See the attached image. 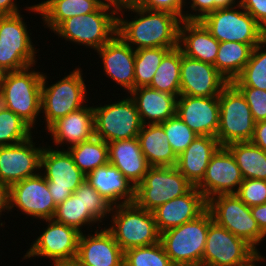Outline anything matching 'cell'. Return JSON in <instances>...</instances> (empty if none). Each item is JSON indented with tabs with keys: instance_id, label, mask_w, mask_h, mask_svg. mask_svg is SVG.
<instances>
[{
	"instance_id": "1",
	"label": "cell",
	"mask_w": 266,
	"mask_h": 266,
	"mask_svg": "<svg viewBox=\"0 0 266 266\" xmlns=\"http://www.w3.org/2000/svg\"><path fill=\"white\" fill-rule=\"evenodd\" d=\"M181 22L170 12L148 10L137 4L120 6L117 10V34L134 50L177 48Z\"/></svg>"
},
{
	"instance_id": "2",
	"label": "cell",
	"mask_w": 266,
	"mask_h": 266,
	"mask_svg": "<svg viewBox=\"0 0 266 266\" xmlns=\"http://www.w3.org/2000/svg\"><path fill=\"white\" fill-rule=\"evenodd\" d=\"M83 70L80 66L69 71L62 79L51 81V85L47 81L49 76L43 73L41 86V118L39 122L44 123L43 131H46L55 121L61 117H65L71 112L77 111L87 105L89 92L83 79ZM88 94V95H87ZM88 96V97H87ZM44 118V119H43ZM43 120V121H42ZM45 121V122H44Z\"/></svg>"
},
{
	"instance_id": "3",
	"label": "cell",
	"mask_w": 266,
	"mask_h": 266,
	"mask_svg": "<svg viewBox=\"0 0 266 266\" xmlns=\"http://www.w3.org/2000/svg\"><path fill=\"white\" fill-rule=\"evenodd\" d=\"M117 10L118 5L104 2L93 13L63 21L52 33L95 52L117 34Z\"/></svg>"
},
{
	"instance_id": "4",
	"label": "cell",
	"mask_w": 266,
	"mask_h": 266,
	"mask_svg": "<svg viewBox=\"0 0 266 266\" xmlns=\"http://www.w3.org/2000/svg\"><path fill=\"white\" fill-rule=\"evenodd\" d=\"M110 217L104 226L124 252L160 242L153 212L139 207L135 202L113 206Z\"/></svg>"
},
{
	"instance_id": "5",
	"label": "cell",
	"mask_w": 266,
	"mask_h": 266,
	"mask_svg": "<svg viewBox=\"0 0 266 266\" xmlns=\"http://www.w3.org/2000/svg\"><path fill=\"white\" fill-rule=\"evenodd\" d=\"M31 65L22 70L6 72L2 86L8 110L18 115L38 134L41 126V86L44 72ZM38 122V123H37ZM39 124V125H37ZM38 127H36V126Z\"/></svg>"
},
{
	"instance_id": "6",
	"label": "cell",
	"mask_w": 266,
	"mask_h": 266,
	"mask_svg": "<svg viewBox=\"0 0 266 266\" xmlns=\"http://www.w3.org/2000/svg\"><path fill=\"white\" fill-rule=\"evenodd\" d=\"M212 222V215L206 209L197 218L160 233V242L174 266H202L208 227Z\"/></svg>"
},
{
	"instance_id": "7",
	"label": "cell",
	"mask_w": 266,
	"mask_h": 266,
	"mask_svg": "<svg viewBox=\"0 0 266 266\" xmlns=\"http://www.w3.org/2000/svg\"><path fill=\"white\" fill-rule=\"evenodd\" d=\"M21 13L0 16V67L6 72L22 70L38 62L39 49L32 42L31 29Z\"/></svg>"
},
{
	"instance_id": "8",
	"label": "cell",
	"mask_w": 266,
	"mask_h": 266,
	"mask_svg": "<svg viewBox=\"0 0 266 266\" xmlns=\"http://www.w3.org/2000/svg\"><path fill=\"white\" fill-rule=\"evenodd\" d=\"M200 22L218 42L260 44L266 30L240 5L218 8Z\"/></svg>"
},
{
	"instance_id": "9",
	"label": "cell",
	"mask_w": 266,
	"mask_h": 266,
	"mask_svg": "<svg viewBox=\"0 0 266 266\" xmlns=\"http://www.w3.org/2000/svg\"><path fill=\"white\" fill-rule=\"evenodd\" d=\"M110 103L93 104L95 136L106 143L137 138L143 123L129 94Z\"/></svg>"
},
{
	"instance_id": "10",
	"label": "cell",
	"mask_w": 266,
	"mask_h": 266,
	"mask_svg": "<svg viewBox=\"0 0 266 266\" xmlns=\"http://www.w3.org/2000/svg\"><path fill=\"white\" fill-rule=\"evenodd\" d=\"M207 209L213 221L244 239L257 252L258 245L266 241V235L260 230L252 216L250 207L242 202L236 194L217 195L207 201Z\"/></svg>"
},
{
	"instance_id": "11",
	"label": "cell",
	"mask_w": 266,
	"mask_h": 266,
	"mask_svg": "<svg viewBox=\"0 0 266 266\" xmlns=\"http://www.w3.org/2000/svg\"><path fill=\"white\" fill-rule=\"evenodd\" d=\"M219 128L216 138L221 146L250 142L255 128L250 107L242 93L229 83L219 95Z\"/></svg>"
},
{
	"instance_id": "12",
	"label": "cell",
	"mask_w": 266,
	"mask_h": 266,
	"mask_svg": "<svg viewBox=\"0 0 266 266\" xmlns=\"http://www.w3.org/2000/svg\"><path fill=\"white\" fill-rule=\"evenodd\" d=\"M193 185L176 166L149 167L135 188V203L150 212L162 204L186 194Z\"/></svg>"
},
{
	"instance_id": "13",
	"label": "cell",
	"mask_w": 266,
	"mask_h": 266,
	"mask_svg": "<svg viewBox=\"0 0 266 266\" xmlns=\"http://www.w3.org/2000/svg\"><path fill=\"white\" fill-rule=\"evenodd\" d=\"M40 221L46 224V228L33 239L34 241L22 259L27 261L40 257V259L52 261H48L52 263L51 266H59L76 258L81 232L74 227L56 222L54 219Z\"/></svg>"
},
{
	"instance_id": "14",
	"label": "cell",
	"mask_w": 266,
	"mask_h": 266,
	"mask_svg": "<svg viewBox=\"0 0 266 266\" xmlns=\"http://www.w3.org/2000/svg\"><path fill=\"white\" fill-rule=\"evenodd\" d=\"M41 154L40 173L56 205L64 202L85 181L86 175L74 163L67 149H56L45 142Z\"/></svg>"
},
{
	"instance_id": "15",
	"label": "cell",
	"mask_w": 266,
	"mask_h": 266,
	"mask_svg": "<svg viewBox=\"0 0 266 266\" xmlns=\"http://www.w3.org/2000/svg\"><path fill=\"white\" fill-rule=\"evenodd\" d=\"M25 218H32L33 223L39 220L53 219L57 205L53 201L48 182L39 173L10 186V212L14 209ZM34 218V219H33Z\"/></svg>"
},
{
	"instance_id": "16",
	"label": "cell",
	"mask_w": 266,
	"mask_h": 266,
	"mask_svg": "<svg viewBox=\"0 0 266 266\" xmlns=\"http://www.w3.org/2000/svg\"><path fill=\"white\" fill-rule=\"evenodd\" d=\"M256 253L244 239L213 221L208 227L202 266H238Z\"/></svg>"
},
{
	"instance_id": "17",
	"label": "cell",
	"mask_w": 266,
	"mask_h": 266,
	"mask_svg": "<svg viewBox=\"0 0 266 266\" xmlns=\"http://www.w3.org/2000/svg\"><path fill=\"white\" fill-rule=\"evenodd\" d=\"M34 136L15 145L0 146L1 183L11 186L40 173L41 154L45 143L38 144ZM34 140L36 142H33Z\"/></svg>"
},
{
	"instance_id": "18",
	"label": "cell",
	"mask_w": 266,
	"mask_h": 266,
	"mask_svg": "<svg viewBox=\"0 0 266 266\" xmlns=\"http://www.w3.org/2000/svg\"><path fill=\"white\" fill-rule=\"evenodd\" d=\"M243 180L232 153L226 146H220L212 155L205 176L196 188L208 201L217 195L236 194Z\"/></svg>"
},
{
	"instance_id": "19",
	"label": "cell",
	"mask_w": 266,
	"mask_h": 266,
	"mask_svg": "<svg viewBox=\"0 0 266 266\" xmlns=\"http://www.w3.org/2000/svg\"><path fill=\"white\" fill-rule=\"evenodd\" d=\"M229 83L213 64L190 58L181 52L180 95L219 97Z\"/></svg>"
},
{
	"instance_id": "20",
	"label": "cell",
	"mask_w": 266,
	"mask_h": 266,
	"mask_svg": "<svg viewBox=\"0 0 266 266\" xmlns=\"http://www.w3.org/2000/svg\"><path fill=\"white\" fill-rule=\"evenodd\" d=\"M95 52L102 61L100 64L104 76L110 78L114 85H119L125 95L132 91L135 80V50L116 34Z\"/></svg>"
},
{
	"instance_id": "21",
	"label": "cell",
	"mask_w": 266,
	"mask_h": 266,
	"mask_svg": "<svg viewBox=\"0 0 266 266\" xmlns=\"http://www.w3.org/2000/svg\"><path fill=\"white\" fill-rule=\"evenodd\" d=\"M176 114L196 134L216 137L219 128V97L180 95L177 98Z\"/></svg>"
},
{
	"instance_id": "22",
	"label": "cell",
	"mask_w": 266,
	"mask_h": 266,
	"mask_svg": "<svg viewBox=\"0 0 266 266\" xmlns=\"http://www.w3.org/2000/svg\"><path fill=\"white\" fill-rule=\"evenodd\" d=\"M80 234L77 259L87 266H124V251L105 226Z\"/></svg>"
},
{
	"instance_id": "23",
	"label": "cell",
	"mask_w": 266,
	"mask_h": 266,
	"mask_svg": "<svg viewBox=\"0 0 266 266\" xmlns=\"http://www.w3.org/2000/svg\"><path fill=\"white\" fill-rule=\"evenodd\" d=\"M91 103L90 100L89 105L59 118L45 131L51 136L50 139L54 144H48L50 147L68 149L95 136L94 110L93 105L90 106Z\"/></svg>"
},
{
	"instance_id": "24",
	"label": "cell",
	"mask_w": 266,
	"mask_h": 266,
	"mask_svg": "<svg viewBox=\"0 0 266 266\" xmlns=\"http://www.w3.org/2000/svg\"><path fill=\"white\" fill-rule=\"evenodd\" d=\"M207 209L203 194L193 186L186 194L176 197L153 211L159 233L187 223Z\"/></svg>"
},
{
	"instance_id": "25",
	"label": "cell",
	"mask_w": 266,
	"mask_h": 266,
	"mask_svg": "<svg viewBox=\"0 0 266 266\" xmlns=\"http://www.w3.org/2000/svg\"><path fill=\"white\" fill-rule=\"evenodd\" d=\"M129 96L134 101L143 125L161 124L176 115L177 96L149 86L134 88Z\"/></svg>"
},
{
	"instance_id": "26",
	"label": "cell",
	"mask_w": 266,
	"mask_h": 266,
	"mask_svg": "<svg viewBox=\"0 0 266 266\" xmlns=\"http://www.w3.org/2000/svg\"><path fill=\"white\" fill-rule=\"evenodd\" d=\"M86 179L113 206L135 201V187L110 163L89 172Z\"/></svg>"
},
{
	"instance_id": "27",
	"label": "cell",
	"mask_w": 266,
	"mask_h": 266,
	"mask_svg": "<svg viewBox=\"0 0 266 266\" xmlns=\"http://www.w3.org/2000/svg\"><path fill=\"white\" fill-rule=\"evenodd\" d=\"M103 0H43L38 4L24 6V10L40 15L44 28L53 32L63 21L95 12Z\"/></svg>"
},
{
	"instance_id": "28",
	"label": "cell",
	"mask_w": 266,
	"mask_h": 266,
	"mask_svg": "<svg viewBox=\"0 0 266 266\" xmlns=\"http://www.w3.org/2000/svg\"><path fill=\"white\" fill-rule=\"evenodd\" d=\"M107 144L109 163L118 168L136 188L150 167L138 138L116 140Z\"/></svg>"
},
{
	"instance_id": "29",
	"label": "cell",
	"mask_w": 266,
	"mask_h": 266,
	"mask_svg": "<svg viewBox=\"0 0 266 266\" xmlns=\"http://www.w3.org/2000/svg\"><path fill=\"white\" fill-rule=\"evenodd\" d=\"M178 48L182 54L190 58L214 64L219 42L200 21L182 20L179 27Z\"/></svg>"
},
{
	"instance_id": "30",
	"label": "cell",
	"mask_w": 266,
	"mask_h": 266,
	"mask_svg": "<svg viewBox=\"0 0 266 266\" xmlns=\"http://www.w3.org/2000/svg\"><path fill=\"white\" fill-rule=\"evenodd\" d=\"M220 146L216 137L198 135L178 155L177 169L193 186H197L205 176L212 155Z\"/></svg>"
},
{
	"instance_id": "31",
	"label": "cell",
	"mask_w": 266,
	"mask_h": 266,
	"mask_svg": "<svg viewBox=\"0 0 266 266\" xmlns=\"http://www.w3.org/2000/svg\"><path fill=\"white\" fill-rule=\"evenodd\" d=\"M137 138L150 167L177 165L178 156L172 150L161 124L143 125Z\"/></svg>"
},
{
	"instance_id": "32",
	"label": "cell",
	"mask_w": 266,
	"mask_h": 266,
	"mask_svg": "<svg viewBox=\"0 0 266 266\" xmlns=\"http://www.w3.org/2000/svg\"><path fill=\"white\" fill-rule=\"evenodd\" d=\"M256 45L258 44L219 42L217 57L213 65L231 83L249 61L252 49Z\"/></svg>"
},
{
	"instance_id": "33",
	"label": "cell",
	"mask_w": 266,
	"mask_h": 266,
	"mask_svg": "<svg viewBox=\"0 0 266 266\" xmlns=\"http://www.w3.org/2000/svg\"><path fill=\"white\" fill-rule=\"evenodd\" d=\"M235 158L243 179L266 180V152L251 142H235L226 146Z\"/></svg>"
},
{
	"instance_id": "34",
	"label": "cell",
	"mask_w": 266,
	"mask_h": 266,
	"mask_svg": "<svg viewBox=\"0 0 266 266\" xmlns=\"http://www.w3.org/2000/svg\"><path fill=\"white\" fill-rule=\"evenodd\" d=\"M53 219L56 222L74 227L81 233L88 232V230L90 232L95 230V228L99 229L103 227V225H101V223L84 207L81 197L76 196L74 193L64 202L57 205ZM95 224H97L98 227ZM92 226H94V229Z\"/></svg>"
},
{
	"instance_id": "35",
	"label": "cell",
	"mask_w": 266,
	"mask_h": 266,
	"mask_svg": "<svg viewBox=\"0 0 266 266\" xmlns=\"http://www.w3.org/2000/svg\"><path fill=\"white\" fill-rule=\"evenodd\" d=\"M67 150L71 154L74 163L85 175L97 167L109 163L108 144L96 136L71 146Z\"/></svg>"
},
{
	"instance_id": "36",
	"label": "cell",
	"mask_w": 266,
	"mask_h": 266,
	"mask_svg": "<svg viewBox=\"0 0 266 266\" xmlns=\"http://www.w3.org/2000/svg\"><path fill=\"white\" fill-rule=\"evenodd\" d=\"M181 50L171 49L162 59L149 87L180 96Z\"/></svg>"
},
{
	"instance_id": "37",
	"label": "cell",
	"mask_w": 266,
	"mask_h": 266,
	"mask_svg": "<svg viewBox=\"0 0 266 266\" xmlns=\"http://www.w3.org/2000/svg\"><path fill=\"white\" fill-rule=\"evenodd\" d=\"M231 83L266 91V38L252 49L249 61Z\"/></svg>"
},
{
	"instance_id": "38",
	"label": "cell",
	"mask_w": 266,
	"mask_h": 266,
	"mask_svg": "<svg viewBox=\"0 0 266 266\" xmlns=\"http://www.w3.org/2000/svg\"><path fill=\"white\" fill-rule=\"evenodd\" d=\"M174 48H142L135 50L134 88L149 86L163 57Z\"/></svg>"
},
{
	"instance_id": "39",
	"label": "cell",
	"mask_w": 266,
	"mask_h": 266,
	"mask_svg": "<svg viewBox=\"0 0 266 266\" xmlns=\"http://www.w3.org/2000/svg\"><path fill=\"white\" fill-rule=\"evenodd\" d=\"M35 134L25 121L11 110L0 113V146H9L28 140Z\"/></svg>"
},
{
	"instance_id": "40",
	"label": "cell",
	"mask_w": 266,
	"mask_h": 266,
	"mask_svg": "<svg viewBox=\"0 0 266 266\" xmlns=\"http://www.w3.org/2000/svg\"><path fill=\"white\" fill-rule=\"evenodd\" d=\"M124 266H174L161 242L124 252Z\"/></svg>"
},
{
	"instance_id": "41",
	"label": "cell",
	"mask_w": 266,
	"mask_h": 266,
	"mask_svg": "<svg viewBox=\"0 0 266 266\" xmlns=\"http://www.w3.org/2000/svg\"><path fill=\"white\" fill-rule=\"evenodd\" d=\"M74 194L81 197L84 207L101 223V225H105L106 221L108 222L107 219L110 218L113 205L100 195L87 179L76 189Z\"/></svg>"
},
{
	"instance_id": "42",
	"label": "cell",
	"mask_w": 266,
	"mask_h": 266,
	"mask_svg": "<svg viewBox=\"0 0 266 266\" xmlns=\"http://www.w3.org/2000/svg\"><path fill=\"white\" fill-rule=\"evenodd\" d=\"M161 125L164 128L172 150L177 156L198 136L177 114L161 123Z\"/></svg>"
},
{
	"instance_id": "43",
	"label": "cell",
	"mask_w": 266,
	"mask_h": 266,
	"mask_svg": "<svg viewBox=\"0 0 266 266\" xmlns=\"http://www.w3.org/2000/svg\"><path fill=\"white\" fill-rule=\"evenodd\" d=\"M236 195L249 207L264 204L266 203V180L244 179Z\"/></svg>"
},
{
	"instance_id": "44",
	"label": "cell",
	"mask_w": 266,
	"mask_h": 266,
	"mask_svg": "<svg viewBox=\"0 0 266 266\" xmlns=\"http://www.w3.org/2000/svg\"><path fill=\"white\" fill-rule=\"evenodd\" d=\"M245 97L255 123L266 120V91L252 87H236Z\"/></svg>"
},
{
	"instance_id": "45",
	"label": "cell",
	"mask_w": 266,
	"mask_h": 266,
	"mask_svg": "<svg viewBox=\"0 0 266 266\" xmlns=\"http://www.w3.org/2000/svg\"><path fill=\"white\" fill-rule=\"evenodd\" d=\"M137 5L153 11H166L184 20V0H140Z\"/></svg>"
},
{
	"instance_id": "46",
	"label": "cell",
	"mask_w": 266,
	"mask_h": 266,
	"mask_svg": "<svg viewBox=\"0 0 266 266\" xmlns=\"http://www.w3.org/2000/svg\"><path fill=\"white\" fill-rule=\"evenodd\" d=\"M184 5V20L186 21H200L214 11V0H184Z\"/></svg>"
},
{
	"instance_id": "47",
	"label": "cell",
	"mask_w": 266,
	"mask_h": 266,
	"mask_svg": "<svg viewBox=\"0 0 266 266\" xmlns=\"http://www.w3.org/2000/svg\"><path fill=\"white\" fill-rule=\"evenodd\" d=\"M239 4L266 30V0H239Z\"/></svg>"
},
{
	"instance_id": "48",
	"label": "cell",
	"mask_w": 266,
	"mask_h": 266,
	"mask_svg": "<svg viewBox=\"0 0 266 266\" xmlns=\"http://www.w3.org/2000/svg\"><path fill=\"white\" fill-rule=\"evenodd\" d=\"M250 142L266 152V120L255 123L254 133Z\"/></svg>"
},
{
	"instance_id": "49",
	"label": "cell",
	"mask_w": 266,
	"mask_h": 266,
	"mask_svg": "<svg viewBox=\"0 0 266 266\" xmlns=\"http://www.w3.org/2000/svg\"><path fill=\"white\" fill-rule=\"evenodd\" d=\"M5 212L7 214L10 212V186L0 182V225L2 226L5 225V221L1 220V216H5Z\"/></svg>"
},
{
	"instance_id": "50",
	"label": "cell",
	"mask_w": 266,
	"mask_h": 266,
	"mask_svg": "<svg viewBox=\"0 0 266 266\" xmlns=\"http://www.w3.org/2000/svg\"><path fill=\"white\" fill-rule=\"evenodd\" d=\"M250 210L260 230L266 235V203L250 207Z\"/></svg>"
},
{
	"instance_id": "51",
	"label": "cell",
	"mask_w": 266,
	"mask_h": 266,
	"mask_svg": "<svg viewBox=\"0 0 266 266\" xmlns=\"http://www.w3.org/2000/svg\"><path fill=\"white\" fill-rule=\"evenodd\" d=\"M18 0H0V16L14 15L20 13L23 9L19 7Z\"/></svg>"
},
{
	"instance_id": "52",
	"label": "cell",
	"mask_w": 266,
	"mask_h": 266,
	"mask_svg": "<svg viewBox=\"0 0 266 266\" xmlns=\"http://www.w3.org/2000/svg\"><path fill=\"white\" fill-rule=\"evenodd\" d=\"M265 261H266V258L264 254L262 256V252L260 253L259 251L255 255H253L246 263L238 265V266H260L259 263H263Z\"/></svg>"
},
{
	"instance_id": "53",
	"label": "cell",
	"mask_w": 266,
	"mask_h": 266,
	"mask_svg": "<svg viewBox=\"0 0 266 266\" xmlns=\"http://www.w3.org/2000/svg\"><path fill=\"white\" fill-rule=\"evenodd\" d=\"M239 4V0H214V11L218 8H229Z\"/></svg>"
},
{
	"instance_id": "54",
	"label": "cell",
	"mask_w": 266,
	"mask_h": 266,
	"mask_svg": "<svg viewBox=\"0 0 266 266\" xmlns=\"http://www.w3.org/2000/svg\"><path fill=\"white\" fill-rule=\"evenodd\" d=\"M6 110H8L7 101L5 99L3 90L0 88V113Z\"/></svg>"
},
{
	"instance_id": "55",
	"label": "cell",
	"mask_w": 266,
	"mask_h": 266,
	"mask_svg": "<svg viewBox=\"0 0 266 266\" xmlns=\"http://www.w3.org/2000/svg\"><path fill=\"white\" fill-rule=\"evenodd\" d=\"M59 266H87V265L80 262L77 258H73L70 261L60 264Z\"/></svg>"
},
{
	"instance_id": "56",
	"label": "cell",
	"mask_w": 266,
	"mask_h": 266,
	"mask_svg": "<svg viewBox=\"0 0 266 266\" xmlns=\"http://www.w3.org/2000/svg\"><path fill=\"white\" fill-rule=\"evenodd\" d=\"M140 0H117L118 7L131 4H137Z\"/></svg>"
},
{
	"instance_id": "57",
	"label": "cell",
	"mask_w": 266,
	"mask_h": 266,
	"mask_svg": "<svg viewBox=\"0 0 266 266\" xmlns=\"http://www.w3.org/2000/svg\"><path fill=\"white\" fill-rule=\"evenodd\" d=\"M5 75H6V71L2 67H0V87L2 86Z\"/></svg>"
},
{
	"instance_id": "58",
	"label": "cell",
	"mask_w": 266,
	"mask_h": 266,
	"mask_svg": "<svg viewBox=\"0 0 266 266\" xmlns=\"http://www.w3.org/2000/svg\"><path fill=\"white\" fill-rule=\"evenodd\" d=\"M106 3H110V4H116L117 5V0H103Z\"/></svg>"
}]
</instances>
